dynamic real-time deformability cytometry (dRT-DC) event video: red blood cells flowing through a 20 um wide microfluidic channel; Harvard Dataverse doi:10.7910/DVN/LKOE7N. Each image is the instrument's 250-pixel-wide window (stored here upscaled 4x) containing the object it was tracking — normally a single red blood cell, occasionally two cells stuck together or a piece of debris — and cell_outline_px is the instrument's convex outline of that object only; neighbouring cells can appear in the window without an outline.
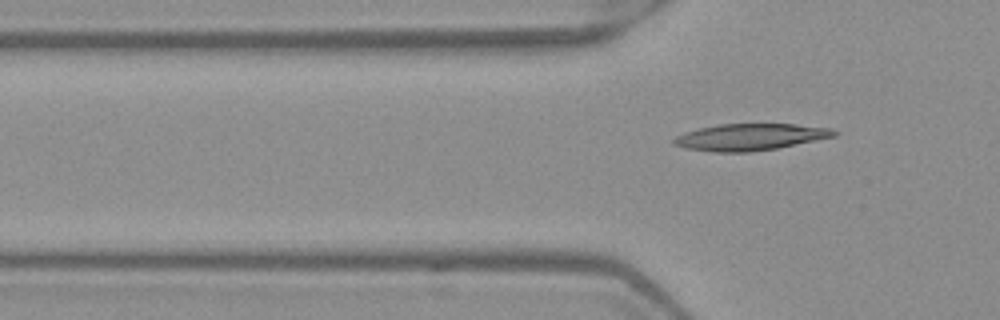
{"species": "Egyptian fruit bat (a non-hibernating species)", "species_latin": "Rousettus aegyptiacus", "temperature_condition": "warm", "stored_images_in_passage": 7, "segment_of_instrument_passage": [2, 2], "camera_frame_rate_fps": 3000, "um_per_image_px": 0.085, "frame": {"image": 1, "passage_image": 7, "time_ms": 2.0, "image_size_px": [1000, 320], "cell_outline_px": [[840, 132], [836, 136], [776, 148], [748, 152], [716, 152], [684, 148], [672, 144], [672, 140], [676, 136], [684, 132], [716, 124], [796, 124], [832, 128]], "centroid_in_image_um": [63.76, 11.64], "position_along_channel_um": 62.0, "area_um2": 24.97}}